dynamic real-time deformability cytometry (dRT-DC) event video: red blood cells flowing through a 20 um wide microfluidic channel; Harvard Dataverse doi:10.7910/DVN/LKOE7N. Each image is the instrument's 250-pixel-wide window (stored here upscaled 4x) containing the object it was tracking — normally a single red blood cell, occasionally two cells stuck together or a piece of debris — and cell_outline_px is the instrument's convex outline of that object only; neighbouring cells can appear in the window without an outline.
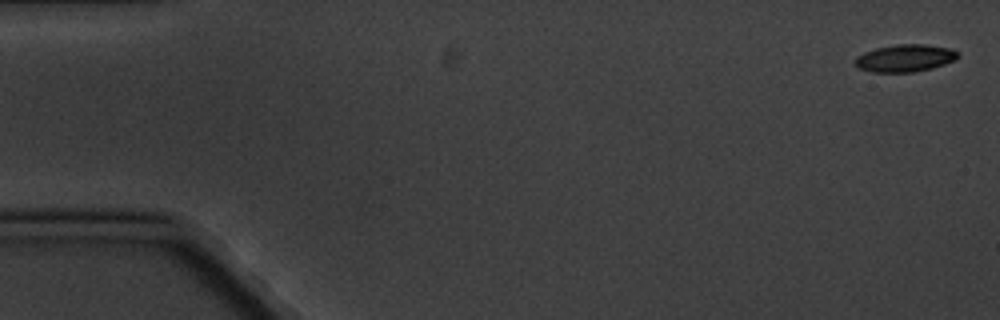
{"species": "common noctule bat (a hibernating species)", "species_latin": "Nyctalus noctula", "temperature_condition": "cold", "stored_images_in_passage": 5, "camera_frame_rate_fps": 3000, "um_per_image_px": 0.085, "animal": {"sex": "male", "body_mass_g": 20.1, "forearm_length_mm": 53.5}, "frame": {"image": 1, "passage_image": 1, "time_ms": 0.0, "image_size_px": [1000, 320], "cell_outline_px": [[960, 56], [956, 60], [932, 68], [916, 72], [872, 72], [860, 68], [856, 64], [856, 56], [864, 52], [876, 48], [900, 44], [924, 44], [952, 48]], "centroid_in_image_um": [76.97, 4.94], "position_along_channel_um": 8.0, "area_um2": 16.36}}
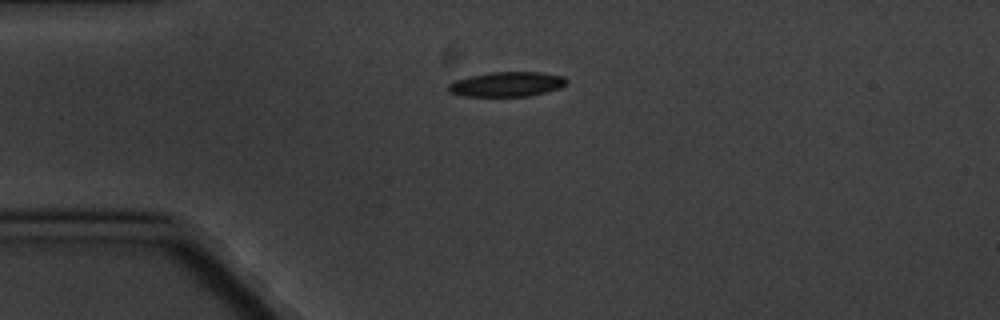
{"frame": {"image": 2, "passage_image": 4, "time_ms": 4.333, "image_size_px": [1000, 320], "cell_outline_px": [[568, 84], [560, 88], [528, 96], [464, 96], [448, 92], [448, 84], [456, 80], [488, 72], [540, 72], [564, 76], [568, 80]], "centroid_in_image_um": [43.11, 7.15], "position_along_channel_um": 41.9, "area_um2": 17.05}}